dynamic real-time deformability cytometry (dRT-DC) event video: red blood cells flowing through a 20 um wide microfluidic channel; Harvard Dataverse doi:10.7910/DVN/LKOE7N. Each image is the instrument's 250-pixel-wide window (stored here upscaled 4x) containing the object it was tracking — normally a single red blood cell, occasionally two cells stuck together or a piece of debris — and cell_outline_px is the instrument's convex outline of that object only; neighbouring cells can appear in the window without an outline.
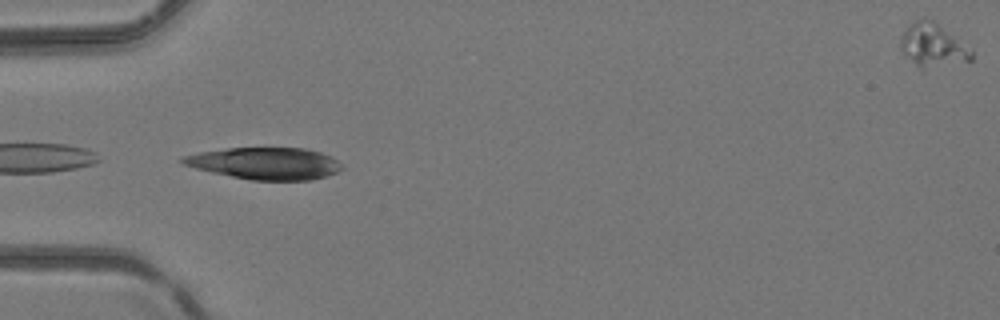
{"species": "common noctule bat (a hibernating species)", "species_latin": "Nyctalus noctula", "temperature_condition": "room temperature", "stored_images_in_passage": 6, "camera_frame_rate_fps": 3000, "um_per_image_px": 0.085, "animal": {"sex": "female", "body_mass_g": 24.6, "forearm_length_mm": 56.2}, "frame": {"image": 1, "passage_image": 4, "time_ms": 1.0, "image_size_px": [1000, 320], "cell_outline_px": [[344, 168], [336, 172], [324, 176], [308, 180], [252, 180], [212, 172], [196, 168], [184, 164], [180, 160], [180, 156], [200, 152], [228, 148], [304, 148], [320, 152], [336, 160]], "centroid_in_image_um": [22.51, 13.88], "position_along_channel_um": 62.5, "area_um2": 29.19}}
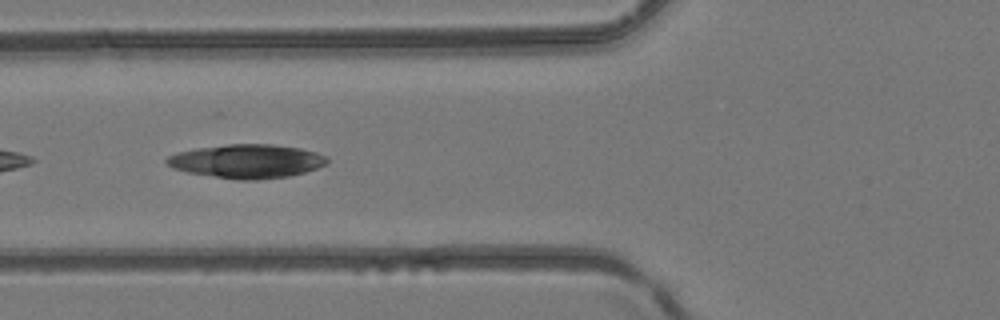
{"frame": {"image": 2, "passage_image": 5, "time_ms": 1.333, "image_size_px": [1000, 320], "cell_outline_px": [[328, 160], [324, 164], [316, 168], [304, 172], [288, 176], [256, 180], [236, 180], [188, 172], [172, 168], [164, 160], [168, 156], [176, 152], [196, 148], [228, 144], [272, 144], [300, 148], [316, 152], [324, 156]], "centroid_in_image_um": [20.94, 13.7], "position_along_channel_um": 104.9, "area_um2": 31.44}}
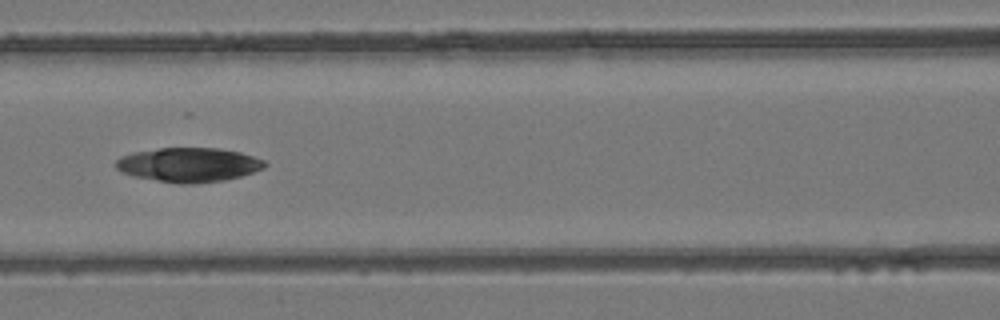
{"frame": {"image": 3, "passage_image": 6, "time_ms": 1.667, "image_size_px": [1000, 320], "cell_outline_px": [[268, 164], [264, 168], [240, 176], [224, 180], [192, 184], [180, 184], [156, 180], [136, 176], [120, 172], [116, 168], [116, 160], [120, 156], [132, 152], [160, 148], [216, 148], [240, 152], [264, 160]], "centroid_in_image_um": [16.03, 14.0], "position_along_channel_um": 150.6, "area_um2": 29.65}}